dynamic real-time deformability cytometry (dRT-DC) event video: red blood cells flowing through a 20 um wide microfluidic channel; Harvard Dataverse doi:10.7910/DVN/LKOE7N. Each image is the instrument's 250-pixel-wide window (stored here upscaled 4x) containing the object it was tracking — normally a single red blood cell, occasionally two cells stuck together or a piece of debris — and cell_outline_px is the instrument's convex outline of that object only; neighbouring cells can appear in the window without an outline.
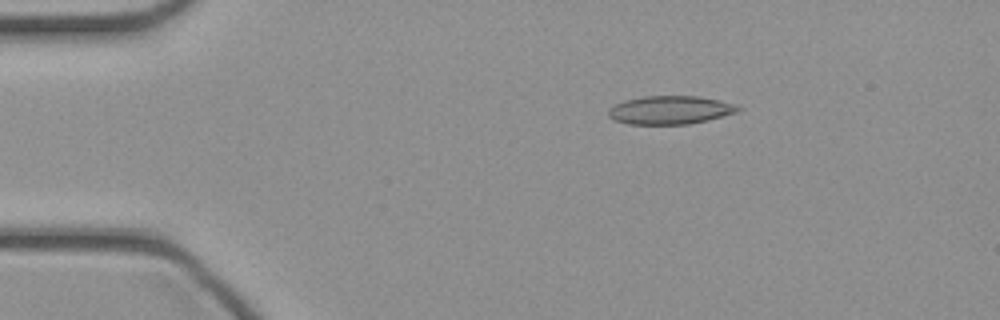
{"species": "common noctule bat (a hibernating species)", "species_latin": "Nyctalus noctula", "temperature_condition": "cold", "stored_images_in_passage": 40, "camera_frame_rate_fps": 3000, "um_per_image_px": 0.085, "animal": {"sex": "female", "body_mass_g": 21.9}, "frame": {"image": 1, "passage_image": 2, "time_ms": 0.333, "image_size_px": [1000, 320], "cell_outline_px": [[744, 108], [736, 112], [708, 120], [688, 124], [628, 124], [612, 120], [608, 116], [608, 108], [624, 100], [644, 96], [700, 96], [720, 100], [736, 104]], "centroid_in_image_um": [56.96, 9.35], "position_along_channel_um": 28.0, "area_um2": 21.62}}
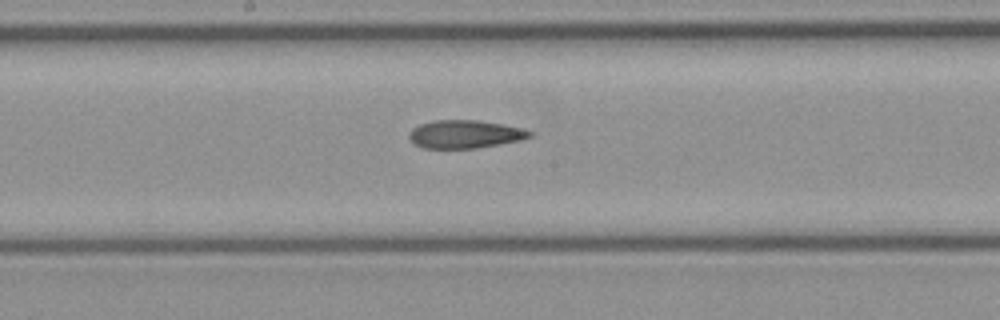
{"frame": {"image": 2, "passage_image": 18, "time_ms": 5.667, "image_size_px": [1000, 320], "cell_outline_px": [[532, 136], [520, 140], [476, 148], [424, 148], [412, 144], [408, 136], [408, 132], [412, 128], [420, 124], [436, 120], [476, 120], [504, 124], [520, 128], [532, 132]], "centroid_in_image_um": [39.46, 11.4], "position_along_channel_um": 208.7, "area_um2": 19.71}}
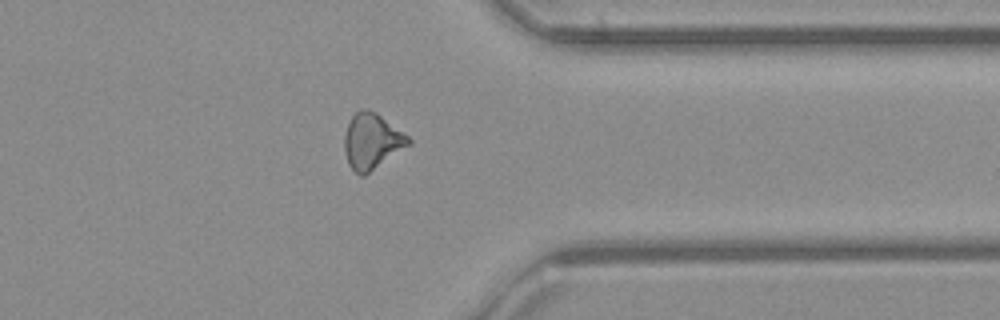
{"frame": {"image": 3, "passage_image": 30, "time_ms": 9.667, "image_size_px": [1000, 320], "cell_outline_px": [[412, 144], [364, 176], [360, 176], [348, 164], [344, 152], [344, 136], [348, 124], [352, 116], [360, 108], [368, 108], [376, 112], [408, 136], [412, 140]], "centroid_in_image_um": [31.61, 12.01], "position_along_channel_um": 379.8, "area_um2": 20.92}}